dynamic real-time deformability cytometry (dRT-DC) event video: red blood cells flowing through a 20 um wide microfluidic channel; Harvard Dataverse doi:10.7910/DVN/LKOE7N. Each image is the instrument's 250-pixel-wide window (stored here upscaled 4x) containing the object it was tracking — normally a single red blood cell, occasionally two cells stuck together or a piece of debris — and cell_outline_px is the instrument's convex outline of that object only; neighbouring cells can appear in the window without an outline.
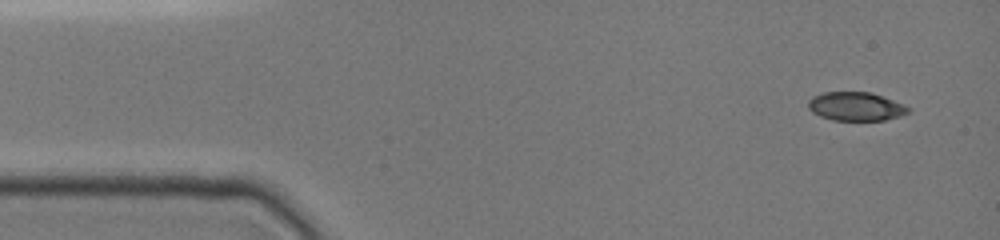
{"species": "common noctule bat (a hibernating species)", "species_latin": "Nyctalus noctula", "temperature_condition": "cold", "stored_images_in_passage": 6, "camera_frame_rate_fps": 3000, "um_per_image_px": 0.085, "animal": {"sex": "female", "body_mass_g": 19.0, "forearm_length_mm": 51.5}, "frame": {"image": 1, "passage_image": 1, "time_ms": 0.0, "image_size_px": [1000, 240], "cell_outline_px": [[912, 108], [908, 112], [900, 116], [884, 120], [832, 120], [820, 116], [812, 112], [808, 108], [808, 100], [812, 96], [824, 92], [872, 92]], "centroid_in_image_um": [72.72, 9.04], "position_along_channel_um": 12.3, "area_um2": 16.7}}
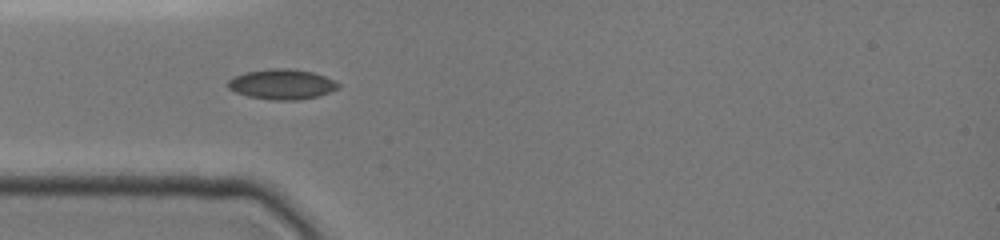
{"frame": {"image": 2, "passage_image": 5, "time_ms": 3.667, "image_size_px": [1000, 240], "cell_outline_px": [[340, 88], [316, 96], [296, 100], [272, 100], [248, 96], [236, 92], [228, 88], [228, 80], [232, 76], [244, 72], [268, 68], [288, 68], [312, 72], [324, 76], [340, 84]], "centroid_in_image_um": [23.92, 7.15], "position_along_channel_um": 61.1, "area_um2": 19.36}}